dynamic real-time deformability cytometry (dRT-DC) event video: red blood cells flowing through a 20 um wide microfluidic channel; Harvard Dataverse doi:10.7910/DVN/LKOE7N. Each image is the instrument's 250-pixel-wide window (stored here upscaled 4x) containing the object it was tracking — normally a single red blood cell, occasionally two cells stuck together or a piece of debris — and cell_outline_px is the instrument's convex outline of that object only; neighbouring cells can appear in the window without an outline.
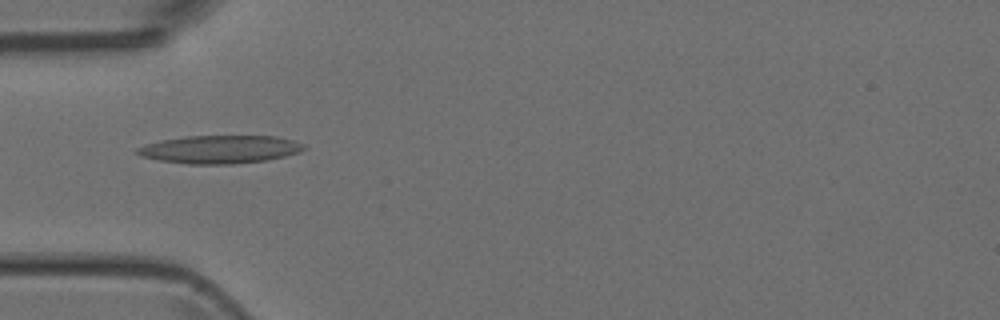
{"species": "Egyptian fruit bat (a non-hibernating species)", "species_latin": "Rousettus aegyptiacus", "temperature_condition": "room temperature", "stored_images_in_passage": 31, "camera_frame_rate_fps": 3000, "um_per_image_px": 0.085, "animal": {"sex": "female"}, "frame": {"image": 1, "passage_image": 2, "time_ms": 0.333, "image_size_px": [1000, 320], "cell_outline_px": [[304, 148], [300, 152], [284, 156], [264, 160], [232, 164], [188, 164], [160, 160], [140, 156], [136, 152], [136, 148], [144, 144], [160, 140], [184, 136], [276, 136], [292, 140], [304, 144]], "centroid_in_image_um": [18.64, 12.69], "position_along_channel_um": 66.4, "area_um2": 27.17}}
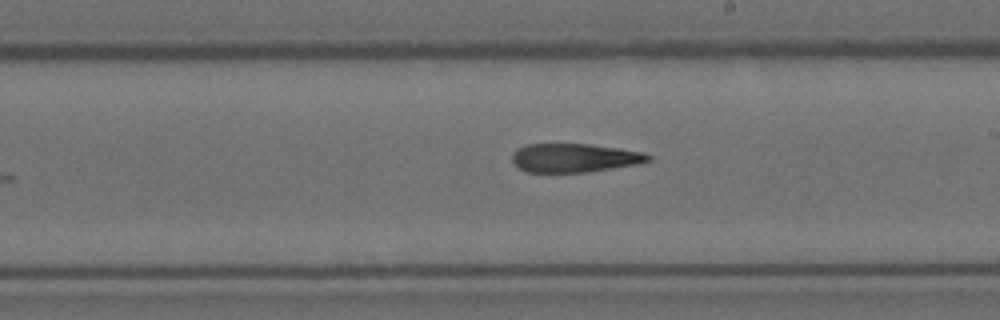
{"frame": {"image": 2, "passage_image": 15, "time_ms": 4.667, "image_size_px": [1000, 320], "cell_outline_px": [[652, 160], [636, 164], [584, 172], [528, 172], [520, 168], [512, 160], [512, 152], [516, 148], [528, 144], [588, 144], [620, 148], [644, 152], [652, 156]], "centroid_in_image_um": [48.83, 13.4], "position_along_channel_um": 240.2, "area_um2": 22.66}}
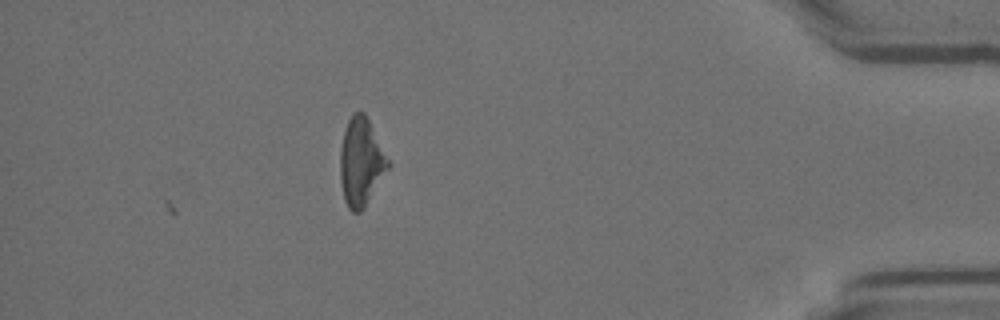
{"frame": {"image": 3, "passage_image": 31, "time_ms": 10.0, "image_size_px": [1000, 320], "cell_outline_px": [[392, 164], [360, 212], [352, 212], [348, 208], [344, 200], [340, 180], [340, 148], [344, 128], [352, 112], [364, 112]], "centroid_in_image_um": [30.68, 13.75], "position_along_channel_um": 404.5, "area_um2": 24.62}}